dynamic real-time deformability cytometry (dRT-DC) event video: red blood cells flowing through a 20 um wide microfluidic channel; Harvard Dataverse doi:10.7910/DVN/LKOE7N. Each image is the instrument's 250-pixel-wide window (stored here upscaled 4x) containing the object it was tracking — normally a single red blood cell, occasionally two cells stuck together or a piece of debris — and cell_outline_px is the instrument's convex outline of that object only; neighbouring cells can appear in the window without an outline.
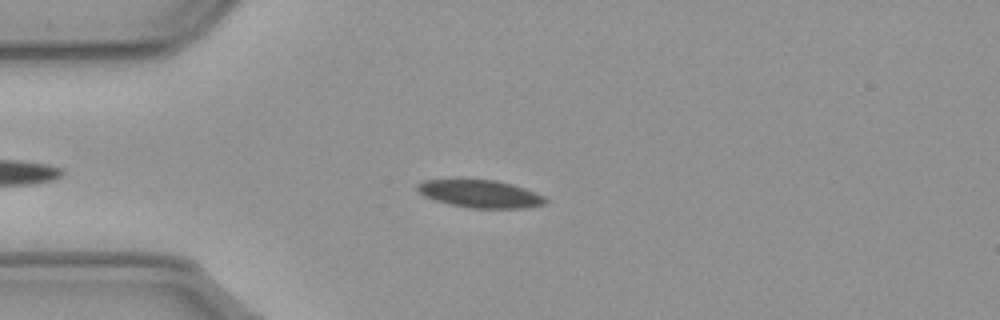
{"species": "common noctule bat (a hibernating species)", "species_latin": "Nyctalus noctula", "temperature_condition": "cold", "stored_images_in_passage": 48, "camera_frame_rate_fps": 3000, "um_per_image_px": 0.085, "animal": {"sex": "male", "body_mass_g": 23.1, "forearm_length_mm": 52.7}, "frame": {"image": 1, "passage_image": 9, "time_ms": 2.667, "image_size_px": [1000, 320], "cell_outline_px": [[548, 200], [544, 204], [528, 208], [468, 208], [436, 200], [424, 196], [416, 192], [416, 184], [424, 180], [496, 180], [512, 184], [536, 192], [544, 196]], "centroid_in_image_um": [40.82, 16.48], "position_along_channel_um": 44.2, "area_um2": 20.63}}
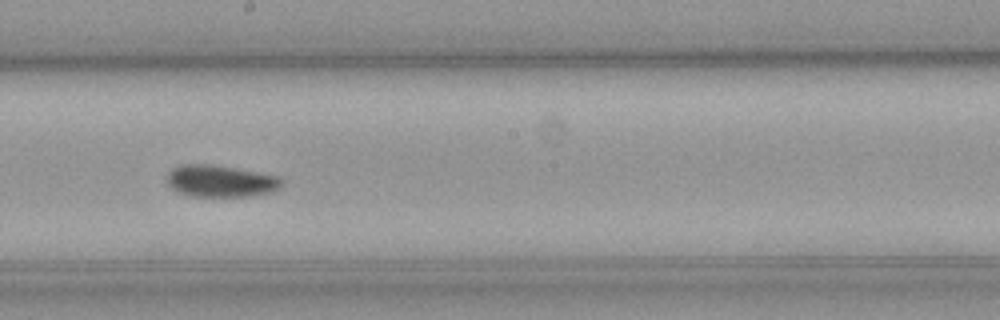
{"frame": {"image": 2, "passage_image": 26, "time_ms": 8.333, "image_size_px": [1000, 320], "cell_outline_px": [[284, 184], [280, 188], [272, 192], [252, 196], [188, 196], [176, 192], [168, 184], [164, 176], [172, 168], [180, 164], [212, 164], [280, 176], [284, 180]], "centroid_in_image_um": [18.74, 15.39], "position_along_channel_um": 229.5, "area_um2": 21.79}}
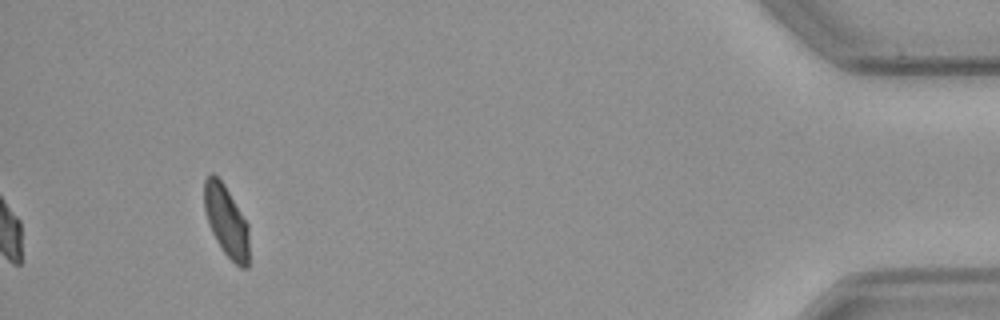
{"frame": {"image": 3, "passage_image": 48, "time_ms": 15.667, "image_size_px": [1000, 320], "cell_outline_px": [[248, 268], [240, 268], [224, 252], [216, 240], [208, 224], [204, 208], [204, 180], [212, 172], [224, 184], [248, 224]], "centroid_in_image_um": [19.22, 18.79], "position_along_channel_um": 416.0, "area_um2": 18.44}, "authors_computed_cell_mechanics": {"area_um2": 20.7791, "velocity_mm_per_s": 3.5722, "shape_relaxation_time_tau1_ms": 5.8833, "shape_relaxation_time_tau2_ms": null, "deformation_change_tau1": 0.1162, "deformation_change_tau2": null}}